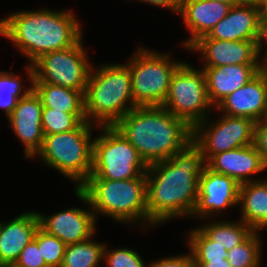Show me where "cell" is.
<instances>
[{
	"label": "cell",
	"instance_id": "1",
	"mask_svg": "<svg viewBox=\"0 0 267 267\" xmlns=\"http://www.w3.org/2000/svg\"><path fill=\"white\" fill-rule=\"evenodd\" d=\"M205 165L201 150L191 141L169 159L147 166L149 225L153 227L170 219L191 216L197 201L199 177Z\"/></svg>",
	"mask_w": 267,
	"mask_h": 267
},
{
	"label": "cell",
	"instance_id": "2",
	"mask_svg": "<svg viewBox=\"0 0 267 267\" xmlns=\"http://www.w3.org/2000/svg\"><path fill=\"white\" fill-rule=\"evenodd\" d=\"M71 10H27L0 20V35L13 42L32 65L42 55L75 45L82 28Z\"/></svg>",
	"mask_w": 267,
	"mask_h": 267
},
{
	"label": "cell",
	"instance_id": "3",
	"mask_svg": "<svg viewBox=\"0 0 267 267\" xmlns=\"http://www.w3.org/2000/svg\"><path fill=\"white\" fill-rule=\"evenodd\" d=\"M114 127L137 150L147 166L169 159L193 137V128L162 106L135 107Z\"/></svg>",
	"mask_w": 267,
	"mask_h": 267
},
{
	"label": "cell",
	"instance_id": "4",
	"mask_svg": "<svg viewBox=\"0 0 267 267\" xmlns=\"http://www.w3.org/2000/svg\"><path fill=\"white\" fill-rule=\"evenodd\" d=\"M90 71L84 94V111L88 123L114 126L130 110L133 101L131 74L126 64H102Z\"/></svg>",
	"mask_w": 267,
	"mask_h": 267
},
{
	"label": "cell",
	"instance_id": "5",
	"mask_svg": "<svg viewBox=\"0 0 267 267\" xmlns=\"http://www.w3.org/2000/svg\"><path fill=\"white\" fill-rule=\"evenodd\" d=\"M78 189L87 197L95 217L101 213L123 224L139 221L149 226L146 173L120 181L87 179Z\"/></svg>",
	"mask_w": 267,
	"mask_h": 267
},
{
	"label": "cell",
	"instance_id": "6",
	"mask_svg": "<svg viewBox=\"0 0 267 267\" xmlns=\"http://www.w3.org/2000/svg\"><path fill=\"white\" fill-rule=\"evenodd\" d=\"M94 124L82 122L76 129L44 135L41 149L35 157H39L63 176L76 182L79 188L90 176L93 167Z\"/></svg>",
	"mask_w": 267,
	"mask_h": 267
},
{
	"label": "cell",
	"instance_id": "7",
	"mask_svg": "<svg viewBox=\"0 0 267 267\" xmlns=\"http://www.w3.org/2000/svg\"><path fill=\"white\" fill-rule=\"evenodd\" d=\"M135 52L129 63H125L131 74L134 104L137 107L162 106L172 76L183 61H172L168 53L161 54L145 47H139Z\"/></svg>",
	"mask_w": 267,
	"mask_h": 267
},
{
	"label": "cell",
	"instance_id": "8",
	"mask_svg": "<svg viewBox=\"0 0 267 267\" xmlns=\"http://www.w3.org/2000/svg\"><path fill=\"white\" fill-rule=\"evenodd\" d=\"M100 128L103 133L93 140V167L88 179L120 181L146 173V163L114 126Z\"/></svg>",
	"mask_w": 267,
	"mask_h": 267
},
{
	"label": "cell",
	"instance_id": "9",
	"mask_svg": "<svg viewBox=\"0 0 267 267\" xmlns=\"http://www.w3.org/2000/svg\"><path fill=\"white\" fill-rule=\"evenodd\" d=\"M81 38L75 45L42 55L26 66L30 83H50L85 94L92 68Z\"/></svg>",
	"mask_w": 267,
	"mask_h": 267
},
{
	"label": "cell",
	"instance_id": "10",
	"mask_svg": "<svg viewBox=\"0 0 267 267\" xmlns=\"http://www.w3.org/2000/svg\"><path fill=\"white\" fill-rule=\"evenodd\" d=\"M162 107L177 118L184 119L192 128L205 120L210 114L208 111L214 107L209 100L202 67L197 70L190 64L182 63L172 76Z\"/></svg>",
	"mask_w": 267,
	"mask_h": 267
},
{
	"label": "cell",
	"instance_id": "11",
	"mask_svg": "<svg viewBox=\"0 0 267 267\" xmlns=\"http://www.w3.org/2000/svg\"><path fill=\"white\" fill-rule=\"evenodd\" d=\"M208 116L193 127L192 141L199 147L205 163L220 152L254 144L255 123L247 117L223 114L215 124Z\"/></svg>",
	"mask_w": 267,
	"mask_h": 267
},
{
	"label": "cell",
	"instance_id": "12",
	"mask_svg": "<svg viewBox=\"0 0 267 267\" xmlns=\"http://www.w3.org/2000/svg\"><path fill=\"white\" fill-rule=\"evenodd\" d=\"M240 184L232 177L204 166L198 181V196L190 217L211 220L225 209L239 204ZM211 215V216H210Z\"/></svg>",
	"mask_w": 267,
	"mask_h": 267
},
{
	"label": "cell",
	"instance_id": "13",
	"mask_svg": "<svg viewBox=\"0 0 267 267\" xmlns=\"http://www.w3.org/2000/svg\"><path fill=\"white\" fill-rule=\"evenodd\" d=\"M74 190L77 198L89 205L88 210L69 208L50 216L36 212L39 219V227L46 233L56 236L66 246L90 239L96 229L97 217H95L90 208L87 197L79 189L75 188Z\"/></svg>",
	"mask_w": 267,
	"mask_h": 267
},
{
	"label": "cell",
	"instance_id": "14",
	"mask_svg": "<svg viewBox=\"0 0 267 267\" xmlns=\"http://www.w3.org/2000/svg\"><path fill=\"white\" fill-rule=\"evenodd\" d=\"M42 111L41 99L32 89L18 100L17 106L7 117L16 137L25 146L24 154L27 159L34 157L43 143Z\"/></svg>",
	"mask_w": 267,
	"mask_h": 267
},
{
	"label": "cell",
	"instance_id": "15",
	"mask_svg": "<svg viewBox=\"0 0 267 267\" xmlns=\"http://www.w3.org/2000/svg\"><path fill=\"white\" fill-rule=\"evenodd\" d=\"M203 54V68L235 64H258V40H217L198 38L188 48Z\"/></svg>",
	"mask_w": 267,
	"mask_h": 267
},
{
	"label": "cell",
	"instance_id": "16",
	"mask_svg": "<svg viewBox=\"0 0 267 267\" xmlns=\"http://www.w3.org/2000/svg\"><path fill=\"white\" fill-rule=\"evenodd\" d=\"M229 116L247 117L254 122L267 112V78L259 72L250 81L224 98L214 109Z\"/></svg>",
	"mask_w": 267,
	"mask_h": 267
},
{
	"label": "cell",
	"instance_id": "17",
	"mask_svg": "<svg viewBox=\"0 0 267 267\" xmlns=\"http://www.w3.org/2000/svg\"><path fill=\"white\" fill-rule=\"evenodd\" d=\"M205 164L214 172L234 178L239 184L256 181L250 175L267 170V164L254 144L220 152Z\"/></svg>",
	"mask_w": 267,
	"mask_h": 267
},
{
	"label": "cell",
	"instance_id": "18",
	"mask_svg": "<svg viewBox=\"0 0 267 267\" xmlns=\"http://www.w3.org/2000/svg\"><path fill=\"white\" fill-rule=\"evenodd\" d=\"M39 228L36 211L25 212L5 223L0 221V267L13 266Z\"/></svg>",
	"mask_w": 267,
	"mask_h": 267
},
{
	"label": "cell",
	"instance_id": "19",
	"mask_svg": "<svg viewBox=\"0 0 267 267\" xmlns=\"http://www.w3.org/2000/svg\"><path fill=\"white\" fill-rule=\"evenodd\" d=\"M260 12L257 6L231 7L228 14L210 32L200 38L217 40H259Z\"/></svg>",
	"mask_w": 267,
	"mask_h": 267
},
{
	"label": "cell",
	"instance_id": "20",
	"mask_svg": "<svg viewBox=\"0 0 267 267\" xmlns=\"http://www.w3.org/2000/svg\"><path fill=\"white\" fill-rule=\"evenodd\" d=\"M231 6L215 0H183L179 15L190 32L183 42L188 48L198 38L207 35L229 12Z\"/></svg>",
	"mask_w": 267,
	"mask_h": 267
},
{
	"label": "cell",
	"instance_id": "21",
	"mask_svg": "<svg viewBox=\"0 0 267 267\" xmlns=\"http://www.w3.org/2000/svg\"><path fill=\"white\" fill-rule=\"evenodd\" d=\"M202 69L206 77L209 100L213 107H216L258 73V64H235Z\"/></svg>",
	"mask_w": 267,
	"mask_h": 267
},
{
	"label": "cell",
	"instance_id": "22",
	"mask_svg": "<svg viewBox=\"0 0 267 267\" xmlns=\"http://www.w3.org/2000/svg\"><path fill=\"white\" fill-rule=\"evenodd\" d=\"M239 204L240 220L254 231L267 228V179L240 184Z\"/></svg>",
	"mask_w": 267,
	"mask_h": 267
},
{
	"label": "cell",
	"instance_id": "23",
	"mask_svg": "<svg viewBox=\"0 0 267 267\" xmlns=\"http://www.w3.org/2000/svg\"><path fill=\"white\" fill-rule=\"evenodd\" d=\"M32 89L39 96L43 107L66 113H85L84 94L50 83H32Z\"/></svg>",
	"mask_w": 267,
	"mask_h": 267
},
{
	"label": "cell",
	"instance_id": "24",
	"mask_svg": "<svg viewBox=\"0 0 267 267\" xmlns=\"http://www.w3.org/2000/svg\"><path fill=\"white\" fill-rule=\"evenodd\" d=\"M213 242L224 247L227 251L241 244L254 230L239 221H211L199 227Z\"/></svg>",
	"mask_w": 267,
	"mask_h": 267
},
{
	"label": "cell",
	"instance_id": "25",
	"mask_svg": "<svg viewBox=\"0 0 267 267\" xmlns=\"http://www.w3.org/2000/svg\"><path fill=\"white\" fill-rule=\"evenodd\" d=\"M92 238L67 245L61 267H98L106 244L94 242Z\"/></svg>",
	"mask_w": 267,
	"mask_h": 267
},
{
	"label": "cell",
	"instance_id": "26",
	"mask_svg": "<svg viewBox=\"0 0 267 267\" xmlns=\"http://www.w3.org/2000/svg\"><path fill=\"white\" fill-rule=\"evenodd\" d=\"M187 241L194 263H208L227 258L228 251L213 242L199 227L190 231Z\"/></svg>",
	"mask_w": 267,
	"mask_h": 267
},
{
	"label": "cell",
	"instance_id": "27",
	"mask_svg": "<svg viewBox=\"0 0 267 267\" xmlns=\"http://www.w3.org/2000/svg\"><path fill=\"white\" fill-rule=\"evenodd\" d=\"M253 231L241 244L228 251L227 261L232 267H260L261 241Z\"/></svg>",
	"mask_w": 267,
	"mask_h": 267
},
{
	"label": "cell",
	"instance_id": "28",
	"mask_svg": "<svg viewBox=\"0 0 267 267\" xmlns=\"http://www.w3.org/2000/svg\"><path fill=\"white\" fill-rule=\"evenodd\" d=\"M22 79L13 72L0 71V108L5 111L6 117L13 112L18 100L32 90V84L26 88ZM23 87L26 89L24 92L21 91Z\"/></svg>",
	"mask_w": 267,
	"mask_h": 267
},
{
	"label": "cell",
	"instance_id": "29",
	"mask_svg": "<svg viewBox=\"0 0 267 267\" xmlns=\"http://www.w3.org/2000/svg\"><path fill=\"white\" fill-rule=\"evenodd\" d=\"M82 122H87L85 113H66L43 107L42 128L44 135L74 130Z\"/></svg>",
	"mask_w": 267,
	"mask_h": 267
},
{
	"label": "cell",
	"instance_id": "30",
	"mask_svg": "<svg viewBox=\"0 0 267 267\" xmlns=\"http://www.w3.org/2000/svg\"><path fill=\"white\" fill-rule=\"evenodd\" d=\"M33 240L37 243L42 258L48 267H61L66 245L60 239L46 233L39 227Z\"/></svg>",
	"mask_w": 267,
	"mask_h": 267
},
{
	"label": "cell",
	"instance_id": "31",
	"mask_svg": "<svg viewBox=\"0 0 267 267\" xmlns=\"http://www.w3.org/2000/svg\"><path fill=\"white\" fill-rule=\"evenodd\" d=\"M104 260L108 267H148L139 254L129 248L108 250L105 247Z\"/></svg>",
	"mask_w": 267,
	"mask_h": 267
},
{
	"label": "cell",
	"instance_id": "32",
	"mask_svg": "<svg viewBox=\"0 0 267 267\" xmlns=\"http://www.w3.org/2000/svg\"><path fill=\"white\" fill-rule=\"evenodd\" d=\"M13 267H48L42 258L37 243L31 241L20 253Z\"/></svg>",
	"mask_w": 267,
	"mask_h": 267
},
{
	"label": "cell",
	"instance_id": "33",
	"mask_svg": "<svg viewBox=\"0 0 267 267\" xmlns=\"http://www.w3.org/2000/svg\"><path fill=\"white\" fill-rule=\"evenodd\" d=\"M148 267H196L191 253L160 258L153 261Z\"/></svg>",
	"mask_w": 267,
	"mask_h": 267
},
{
	"label": "cell",
	"instance_id": "34",
	"mask_svg": "<svg viewBox=\"0 0 267 267\" xmlns=\"http://www.w3.org/2000/svg\"><path fill=\"white\" fill-rule=\"evenodd\" d=\"M254 145L267 164V122L264 120L255 123Z\"/></svg>",
	"mask_w": 267,
	"mask_h": 267
},
{
	"label": "cell",
	"instance_id": "35",
	"mask_svg": "<svg viewBox=\"0 0 267 267\" xmlns=\"http://www.w3.org/2000/svg\"><path fill=\"white\" fill-rule=\"evenodd\" d=\"M140 1L147 4L149 3V5L152 4L154 6L170 9L171 12L174 11L176 14H178L183 0H139V2Z\"/></svg>",
	"mask_w": 267,
	"mask_h": 267
},
{
	"label": "cell",
	"instance_id": "36",
	"mask_svg": "<svg viewBox=\"0 0 267 267\" xmlns=\"http://www.w3.org/2000/svg\"><path fill=\"white\" fill-rule=\"evenodd\" d=\"M264 42L267 46V18H260V35L258 40L259 58L262 51L261 49L265 46Z\"/></svg>",
	"mask_w": 267,
	"mask_h": 267
},
{
	"label": "cell",
	"instance_id": "37",
	"mask_svg": "<svg viewBox=\"0 0 267 267\" xmlns=\"http://www.w3.org/2000/svg\"><path fill=\"white\" fill-rule=\"evenodd\" d=\"M196 267H232L227 259L208 261V263H195Z\"/></svg>",
	"mask_w": 267,
	"mask_h": 267
},
{
	"label": "cell",
	"instance_id": "38",
	"mask_svg": "<svg viewBox=\"0 0 267 267\" xmlns=\"http://www.w3.org/2000/svg\"><path fill=\"white\" fill-rule=\"evenodd\" d=\"M266 50V53L264 55V58H263V62L260 61V58H259V62H258V72L263 75L264 77L267 78V46L265 48Z\"/></svg>",
	"mask_w": 267,
	"mask_h": 267
},
{
	"label": "cell",
	"instance_id": "39",
	"mask_svg": "<svg viewBox=\"0 0 267 267\" xmlns=\"http://www.w3.org/2000/svg\"><path fill=\"white\" fill-rule=\"evenodd\" d=\"M258 9L260 12V18H267V0H261Z\"/></svg>",
	"mask_w": 267,
	"mask_h": 267
},
{
	"label": "cell",
	"instance_id": "40",
	"mask_svg": "<svg viewBox=\"0 0 267 267\" xmlns=\"http://www.w3.org/2000/svg\"><path fill=\"white\" fill-rule=\"evenodd\" d=\"M240 5H253V6H259L261 3V0H238Z\"/></svg>",
	"mask_w": 267,
	"mask_h": 267
},
{
	"label": "cell",
	"instance_id": "41",
	"mask_svg": "<svg viewBox=\"0 0 267 267\" xmlns=\"http://www.w3.org/2000/svg\"><path fill=\"white\" fill-rule=\"evenodd\" d=\"M215 1L228 4L231 7H235V6H239L240 5L238 0H215Z\"/></svg>",
	"mask_w": 267,
	"mask_h": 267
},
{
	"label": "cell",
	"instance_id": "42",
	"mask_svg": "<svg viewBox=\"0 0 267 267\" xmlns=\"http://www.w3.org/2000/svg\"><path fill=\"white\" fill-rule=\"evenodd\" d=\"M265 122H267V112H266V115H265V117H264V119H263Z\"/></svg>",
	"mask_w": 267,
	"mask_h": 267
}]
</instances>
